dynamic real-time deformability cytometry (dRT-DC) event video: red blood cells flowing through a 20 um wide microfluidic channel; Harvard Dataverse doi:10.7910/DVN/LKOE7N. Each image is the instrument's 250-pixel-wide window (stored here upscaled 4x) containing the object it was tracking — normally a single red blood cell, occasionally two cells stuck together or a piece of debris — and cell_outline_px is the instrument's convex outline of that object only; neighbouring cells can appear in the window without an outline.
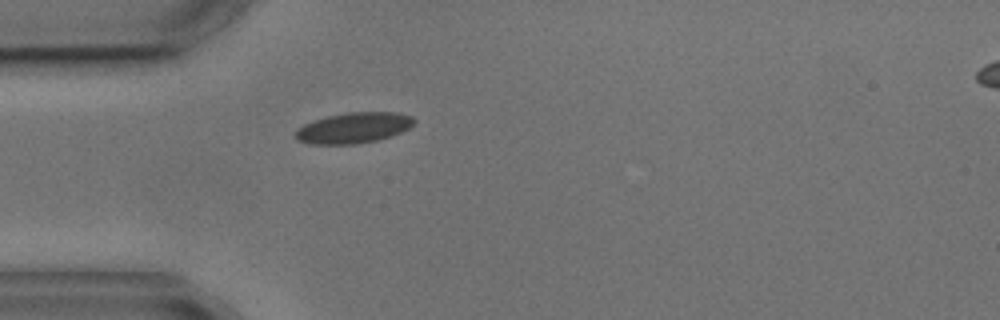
{"species": "common noctule bat (a hibernating species)", "species_latin": "Nyctalus noctula", "temperature_condition": "cold", "stored_images_in_passage": 1, "camera_frame_rate_fps": 3000, "um_per_image_px": 0.085, "animal": {"sex": "male", "body_mass_g": 17.9, "forearm_length_mm": 54.2}, "frame": {"image": 1, "passage_image": 1, "time_ms": 0.0, "image_size_px": [1000, 320], "cell_outline_px": [[416, 120], [408, 128], [400, 132], [376, 140], [356, 144], [308, 144], [296, 140], [292, 136], [296, 128], [312, 120], [328, 116], [348, 112], [396, 112], [412, 116]], "centroid_in_image_um": [29.97, 10.87], "position_along_channel_um": 55.0, "area_um2": 21.33}}